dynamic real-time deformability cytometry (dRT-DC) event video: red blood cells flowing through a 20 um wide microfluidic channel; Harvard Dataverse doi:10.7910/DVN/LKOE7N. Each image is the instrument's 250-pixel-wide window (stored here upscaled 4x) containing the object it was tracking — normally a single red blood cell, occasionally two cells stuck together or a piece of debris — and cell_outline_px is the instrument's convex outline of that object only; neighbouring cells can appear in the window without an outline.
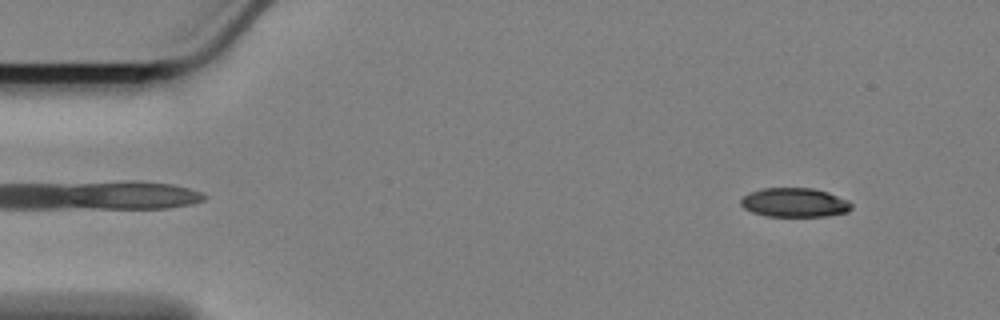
{"species": "Egyptian fruit bat (a non-hibernating species)", "species_latin": "Rousettus aegyptiacus", "temperature_condition": "cold", "stored_images_in_passage": 48, "camera_frame_rate_fps": 3000, "um_per_image_px": 0.085, "animal": {"sex": "female"}, "frame": {"image": 1, "passage_image": 3, "time_ms": 0.667, "image_size_px": [1000, 320], "cell_outline_px": [[852, 208], [848, 212], [824, 216], [764, 216], [752, 212], [744, 208], [740, 204], [740, 200], [748, 192], [760, 188], [812, 188], [828, 192], [848, 200], [852, 204]], "centroid_in_image_um": [67.52, 17.21], "position_along_channel_um": 17.5, "area_um2": 18.9}}
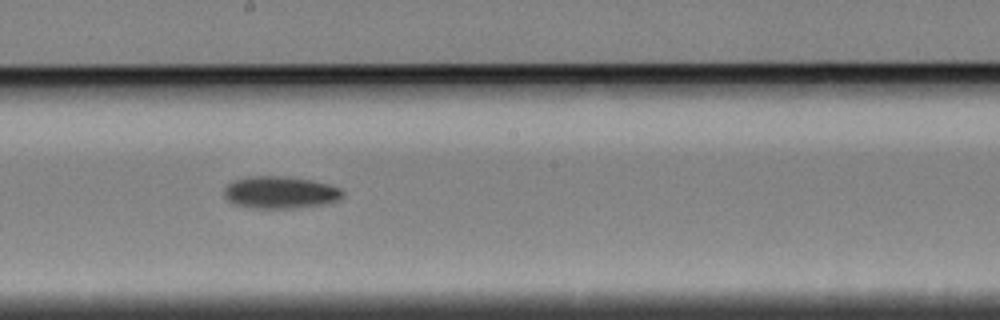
{"frame": {"image": 2, "passage_image": 29, "time_ms": 9.333, "image_size_px": [1000, 320], "cell_outline_px": [[344, 196], [336, 200], [324, 204], [296, 208], [252, 208], [236, 204], [228, 200], [224, 196], [224, 188], [228, 184], [236, 180], [248, 176], [276, 176], [308, 180], [328, 184], [340, 188], [344, 192]], "centroid_in_image_um": [23.81, 16.36], "position_along_channel_um": 224.4, "area_um2": 21.96}}
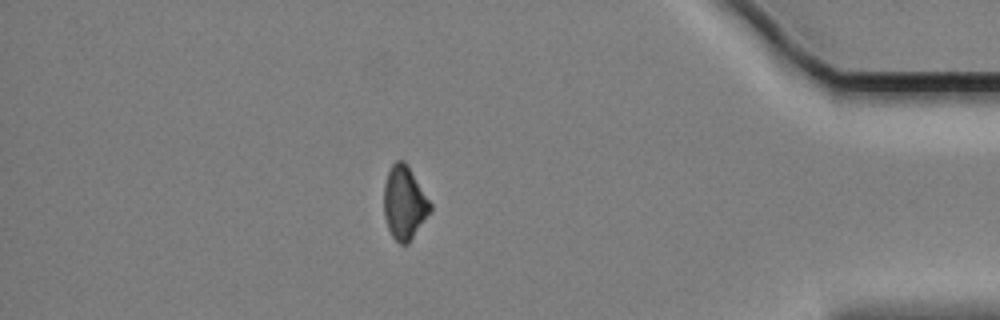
{"frame": {"image": 3, "passage_image": 48, "time_ms": 15.667, "image_size_px": [1000, 320], "cell_outline_px": [[432, 212], [408, 244], [400, 244], [392, 236], [388, 228], [384, 216], [384, 184], [388, 172], [392, 164], [396, 160], [404, 160], [408, 164], [432, 204]], "centroid_in_image_um": [34.39, 17.24], "position_along_channel_um": 400.8, "area_um2": 20.11}, "authors_computed_cell_mechanics": {"area_um2": 21.097, "velocity_mm_per_s": 3.3974, "shape_relaxation_time_tau1_ms": 5.5532, "shape_relaxation_time_tau2_ms": null, "deformation_change_tau1": 0.1173, "deformation_change_tau2": null}}